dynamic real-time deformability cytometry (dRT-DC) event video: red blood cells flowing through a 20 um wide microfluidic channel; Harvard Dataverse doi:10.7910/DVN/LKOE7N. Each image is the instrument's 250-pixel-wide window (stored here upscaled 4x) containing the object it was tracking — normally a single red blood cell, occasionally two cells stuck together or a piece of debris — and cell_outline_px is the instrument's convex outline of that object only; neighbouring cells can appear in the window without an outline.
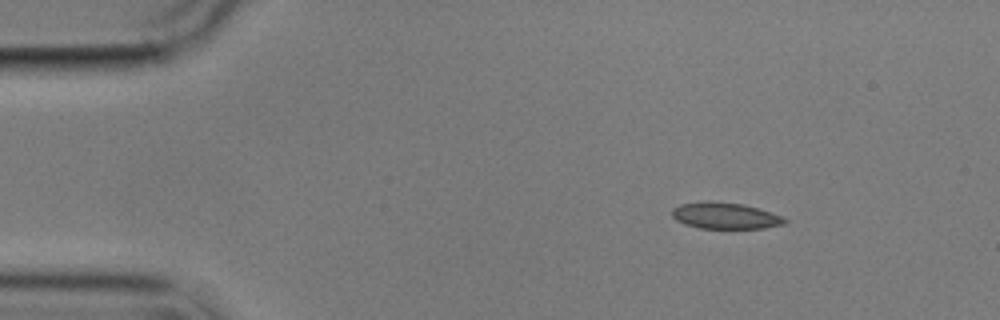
{"species": "common noctule bat (a hibernating species)", "species_latin": "Nyctalus noctula", "temperature_condition": "cold", "stored_images_in_passage": 4, "camera_frame_rate_fps": 3000, "um_per_image_px": 0.085, "animal": {"sex": "male", "body_mass_g": 17.9}, "frame": {"image": 1, "passage_image": 1, "time_ms": 0.0, "image_size_px": [1000, 320], "cell_outline_px": [[788, 220], [784, 224], [764, 228], [700, 228], [684, 224], [676, 220], [672, 216], [672, 208], [680, 204], [704, 200], [708, 200], [744, 204], [780, 216]], "centroid_in_image_um": [61.57, 18.32], "position_along_channel_um": 23.4, "area_um2": 17.28}}